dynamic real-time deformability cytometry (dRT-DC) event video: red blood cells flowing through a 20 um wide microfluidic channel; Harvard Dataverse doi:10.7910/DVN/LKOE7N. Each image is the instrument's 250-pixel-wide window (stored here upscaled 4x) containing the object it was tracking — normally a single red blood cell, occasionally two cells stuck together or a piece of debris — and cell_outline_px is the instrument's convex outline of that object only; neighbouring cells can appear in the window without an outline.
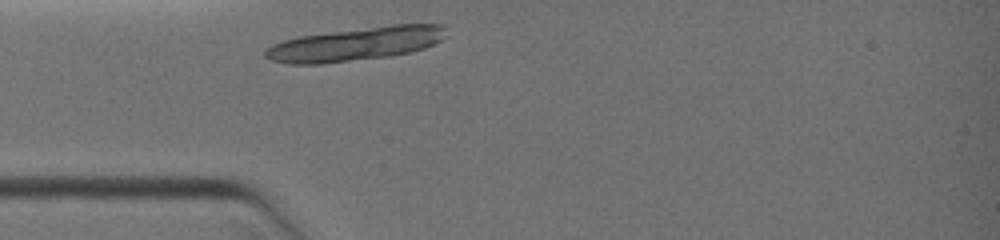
{"species": "common noctule bat (a hibernating species)", "species_latin": "Nyctalus noctula", "temperature_condition": "warm", "stored_images_in_passage": 1, "camera_frame_rate_fps": 3000, "um_per_image_px": 0.085, "animal": {"sex": "female", "body_mass_g": 19.0, "forearm_length_mm": 51.5}, "frame": {"image": 1, "passage_image": 1, "time_ms": 0.0, "image_size_px": [1000, 240], "cell_outline_px": [[448, 36], [424, 48], [412, 52], [388, 56], [320, 64], [288, 64], [272, 60], [264, 56], [264, 52], [272, 44], [284, 40], [300, 36], [392, 24], [444, 24]], "centroid_in_image_um": [30.26, 3.73], "position_along_channel_um": 54.7, "area_um2": 35.14}}